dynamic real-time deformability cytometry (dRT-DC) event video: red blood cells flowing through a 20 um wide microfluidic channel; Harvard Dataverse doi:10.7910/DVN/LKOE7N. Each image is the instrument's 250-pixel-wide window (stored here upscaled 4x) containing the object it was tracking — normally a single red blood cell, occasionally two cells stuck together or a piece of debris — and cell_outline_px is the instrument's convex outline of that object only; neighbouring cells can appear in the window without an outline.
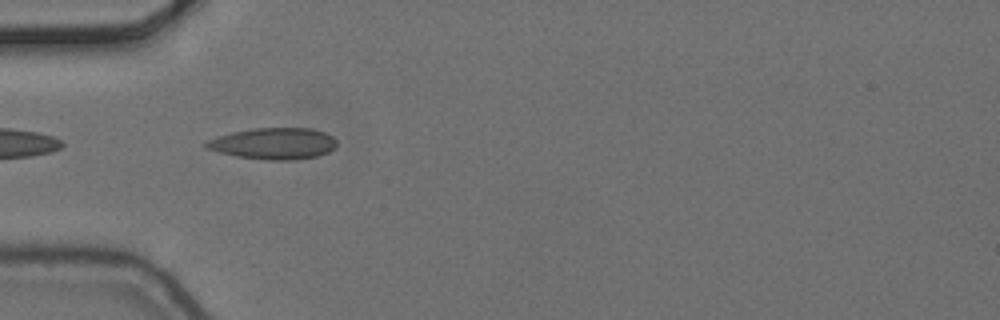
{"species": "common noctule bat (a hibernating species)", "species_latin": "Nyctalus noctula", "temperature_condition": "cold", "stored_images_in_passage": 1, "camera_frame_rate_fps": 3000, "um_per_image_px": 0.085, "animal": {"sex": "female", "body_mass_g": 24.6, "forearm_length_mm": 56.2}, "frame": {"image": 1, "passage_image": 1, "time_ms": 0.0, "image_size_px": [1000, 320], "cell_outline_px": [[336, 148], [328, 152], [316, 156], [292, 160], [264, 160], [236, 156], [204, 148], [204, 144], [208, 140], [216, 136], [232, 132], [252, 128], [312, 128], [324, 132], [332, 136], [336, 140]], "centroid_in_image_um": [23.25, 12.2], "position_along_channel_um": 61.8, "area_um2": 24.04}}